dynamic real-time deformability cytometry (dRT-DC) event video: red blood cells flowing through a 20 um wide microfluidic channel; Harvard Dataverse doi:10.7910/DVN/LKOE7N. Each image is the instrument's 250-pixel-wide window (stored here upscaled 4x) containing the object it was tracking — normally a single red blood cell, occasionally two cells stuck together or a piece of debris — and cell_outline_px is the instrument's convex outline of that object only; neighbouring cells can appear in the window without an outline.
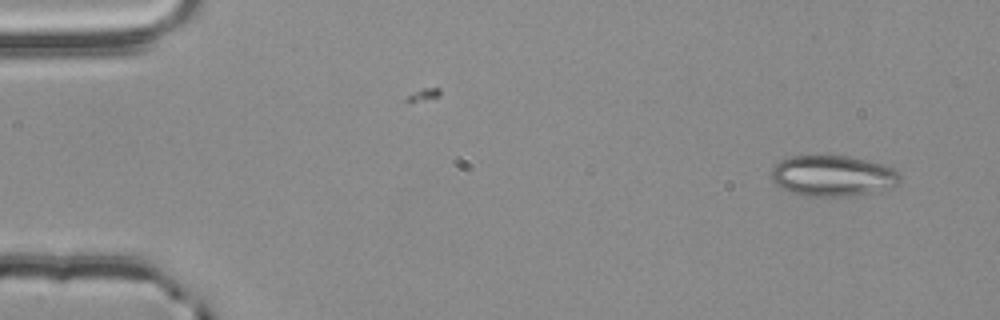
{"species": "common noctule bat (a hibernating species)", "species_latin": "Nyctalus noctula", "temperature_condition": "room temperature", "stored_images_in_passage": 2, "camera_frame_rate_fps": 3000, "um_per_image_px": 0.085, "animal": {"sex": "male", "body_mass_g": 20.4}, "frame": {"image": 1, "passage_image": 2, "time_ms": 0.333, "image_size_px": [1000, 320], "cell_outline_px": [[900, 184], [892, 188], [852, 196], [804, 196], [792, 192], [776, 184], [772, 180], [772, 168], [780, 160], [792, 156], [848, 156], [868, 160], [884, 164], [896, 168], [900, 172]], "centroid_in_image_um": [70.86, 14.94], "position_along_channel_um": 14.1, "area_um2": 30.87}}